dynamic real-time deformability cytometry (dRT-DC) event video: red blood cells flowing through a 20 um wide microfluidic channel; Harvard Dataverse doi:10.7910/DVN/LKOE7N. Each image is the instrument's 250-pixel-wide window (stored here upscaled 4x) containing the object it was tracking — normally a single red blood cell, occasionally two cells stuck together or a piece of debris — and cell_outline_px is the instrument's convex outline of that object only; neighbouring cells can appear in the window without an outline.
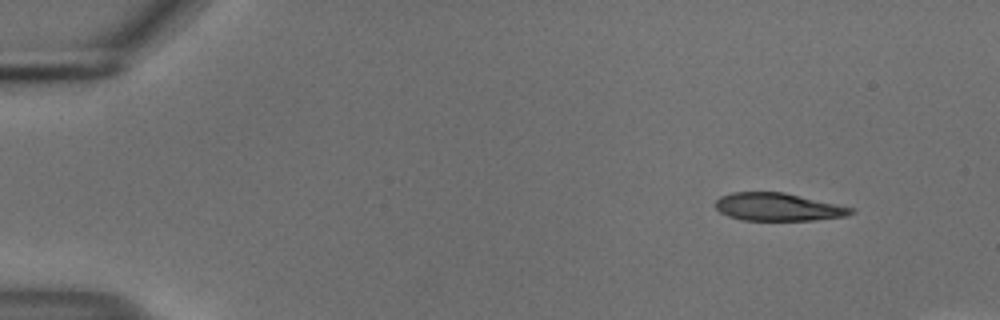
{"species": "common noctule bat (a hibernating species)", "species_latin": "Nyctalus noctula", "temperature_condition": "cold", "stored_images_in_passage": 5, "camera_frame_rate_fps": 3000, "um_per_image_px": 0.085, "animal": {"sex": "male", "body_mass_g": 18.8}, "frame": {"image": 1, "passage_image": 1, "time_ms": 0.0, "image_size_px": [1000, 320], "cell_outline_px": [[856, 212], [848, 216], [812, 220], [740, 220], [728, 216], [720, 212], [716, 208], [716, 200], [720, 196], [732, 192], [784, 192], [856, 208]], "centroid_in_image_um": [66.17, 17.59], "position_along_channel_um": 18.8, "area_um2": 22.14}}
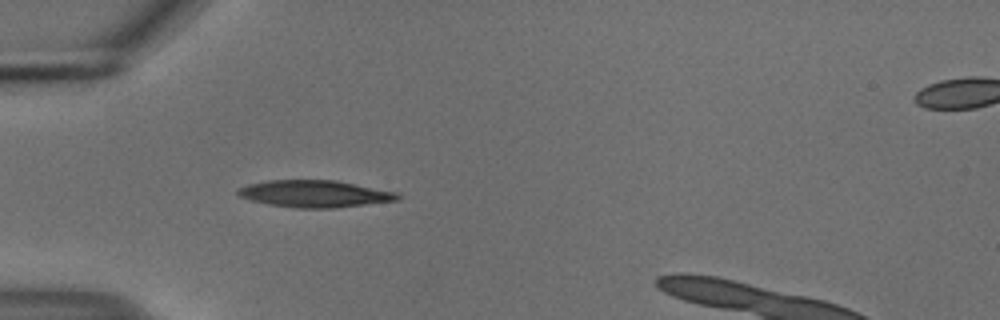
{"frame": {"image": 2, "passage_image": 4, "time_ms": 1.0, "image_size_px": [1000, 320], "cell_outline_px": [[400, 200], [332, 208], [296, 208], [268, 204], [252, 200], [240, 196], [236, 192], [240, 188], [248, 184], [268, 180], [336, 180], [400, 192]], "centroid_in_image_um": [26.81, 16.46], "position_along_channel_um": 58.2, "area_um2": 25.14}}